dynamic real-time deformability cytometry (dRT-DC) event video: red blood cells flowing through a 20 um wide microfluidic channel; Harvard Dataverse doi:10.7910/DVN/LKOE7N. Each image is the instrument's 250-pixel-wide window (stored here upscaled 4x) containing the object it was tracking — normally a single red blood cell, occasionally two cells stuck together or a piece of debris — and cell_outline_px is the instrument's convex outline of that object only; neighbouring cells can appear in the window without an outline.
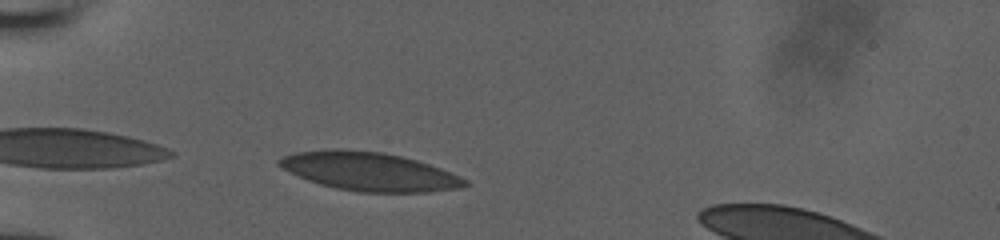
{"species": "human", "species_latin": "Homo sapiens", "temperature_condition": "room temperature", "stored_images_in_passage": 30, "camera_frame_rate_fps": 3000, "um_per_image_px": 0.085, "donor": {"sex": "male"}, "frame": {"image": 1, "passage_image": 2, "time_ms": 0.333, "image_size_px": [1000, 240], "cell_outline_px": [[472, 184], [460, 188], [428, 192], [360, 192], [336, 188], [320, 184], [308, 180], [276, 164], [276, 160], [284, 156], [296, 152], [328, 148], [344, 148], [384, 152], [416, 160], [440, 168], [460, 176], [468, 180]], "centroid_in_image_um": [31.41, 14.56], "position_along_channel_um": 53.6, "area_um2": 41.85}}
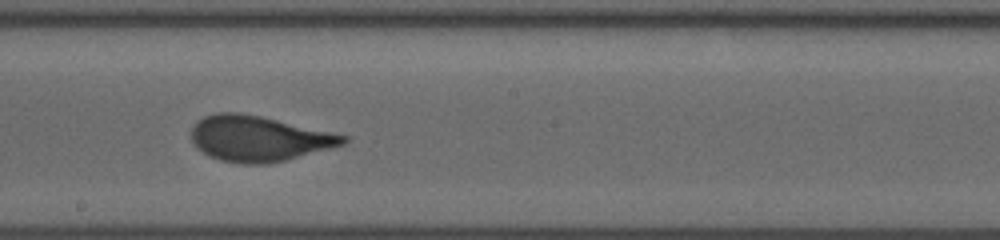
{"frame": {"image": 2, "passage_image": 16, "time_ms": 5.0, "image_size_px": [1000, 240], "cell_outline_px": [[348, 140], [344, 144], [284, 160], [264, 164], [240, 164], [220, 160], [208, 156], [192, 140], [192, 128], [204, 116], [216, 112], [240, 112], [260, 116], [348, 136]], "centroid_in_image_um": [21.97, 11.77], "position_along_channel_um": 226.2, "area_um2": 39.59}}
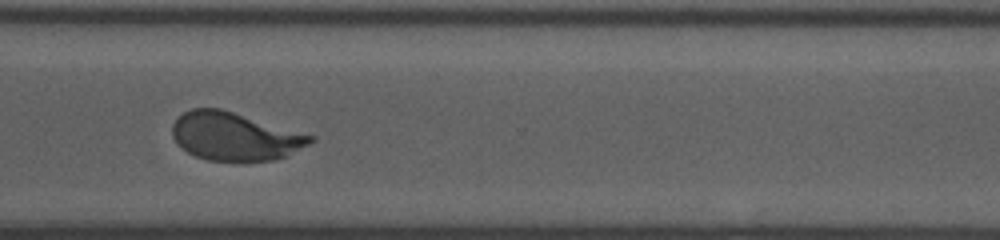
{"frame": {"image": 3, "passage_image": 25, "time_ms": 8.0, "image_size_px": [1000, 240], "cell_outline_px": [[316, 140], [284, 156], [272, 160], [208, 160], [196, 156], [180, 148], [172, 136], [172, 124], [184, 112], [192, 108], [220, 108], [316, 136]], "centroid_in_image_um": [19.93, 11.58], "position_along_channel_um": 350.7, "area_um2": 38.32}}